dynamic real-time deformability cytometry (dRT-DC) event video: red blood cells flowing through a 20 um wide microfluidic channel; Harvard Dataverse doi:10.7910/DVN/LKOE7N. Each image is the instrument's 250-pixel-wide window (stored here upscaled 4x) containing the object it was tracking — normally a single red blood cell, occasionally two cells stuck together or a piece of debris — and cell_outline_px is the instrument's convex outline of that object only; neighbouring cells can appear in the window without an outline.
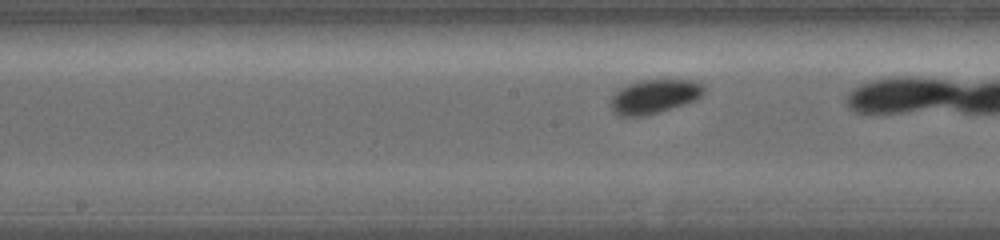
{"species": "common noctule bat (a hibernating species)", "species_latin": "Nyctalus noctula", "temperature_condition": "warm", "stored_images_in_passage": 28, "camera_frame_rate_fps": 5000, "um_per_image_px": 0.085, "animal": {"sex": "female", "body_mass_g": 19.0, "forearm_length_mm": 56.7}, "frame": {"image": 1, "passage_image": 13, "time_ms": 4.0, "image_size_px": [1000, 240], "cell_outline_px": [[704, 92], [696, 100], [684, 104], [656, 112], [640, 116], [616, 116], [612, 112], [612, 96], [620, 88], [636, 80], [688, 80], [704, 84]], "centroid_in_image_um": [55.6, 8.19], "position_along_channel_um": 192.6, "area_um2": 18.26}}
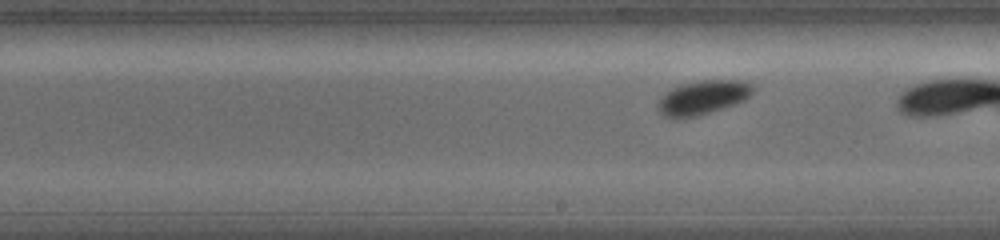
{"frame": {"image": 2, "passage_image": 16, "time_ms": 5.0, "image_size_px": [1000, 240], "cell_outline_px": [[752, 92], [744, 100], [736, 104], [724, 108], [696, 116], [676, 120], [664, 116], [660, 112], [656, 104], [672, 88], [680, 84], [704, 80], [740, 80], [752, 84]], "centroid_in_image_um": [59.72, 8.3], "position_along_channel_um": 229.3, "area_um2": 18.79}, "authors_computed_cell_mechanics": {"area_um2": 17.3689, "velocity_mm_per_s": 3.6918, "shape_relaxation_time_tau1_ms": 2.0427, "shape_relaxation_time_tau2_ms": null, "deformation_change_tau1": 0.0726, "deformation_change_tau2": null}}